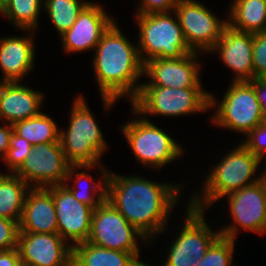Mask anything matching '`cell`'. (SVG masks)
Returning <instances> with one entry per match:
<instances>
[{
	"mask_svg": "<svg viewBox=\"0 0 266 266\" xmlns=\"http://www.w3.org/2000/svg\"><path fill=\"white\" fill-rule=\"evenodd\" d=\"M136 14H152L174 11L177 0H140Z\"/></svg>",
	"mask_w": 266,
	"mask_h": 266,
	"instance_id": "obj_34",
	"label": "cell"
},
{
	"mask_svg": "<svg viewBox=\"0 0 266 266\" xmlns=\"http://www.w3.org/2000/svg\"><path fill=\"white\" fill-rule=\"evenodd\" d=\"M19 230L24 233H57L56 208L48 188L31 187L28 190Z\"/></svg>",
	"mask_w": 266,
	"mask_h": 266,
	"instance_id": "obj_21",
	"label": "cell"
},
{
	"mask_svg": "<svg viewBox=\"0 0 266 266\" xmlns=\"http://www.w3.org/2000/svg\"><path fill=\"white\" fill-rule=\"evenodd\" d=\"M70 166L59 140L34 145L14 174L30 187L47 188L64 184Z\"/></svg>",
	"mask_w": 266,
	"mask_h": 266,
	"instance_id": "obj_12",
	"label": "cell"
},
{
	"mask_svg": "<svg viewBox=\"0 0 266 266\" xmlns=\"http://www.w3.org/2000/svg\"><path fill=\"white\" fill-rule=\"evenodd\" d=\"M228 25L241 32H266V0H233Z\"/></svg>",
	"mask_w": 266,
	"mask_h": 266,
	"instance_id": "obj_24",
	"label": "cell"
},
{
	"mask_svg": "<svg viewBox=\"0 0 266 266\" xmlns=\"http://www.w3.org/2000/svg\"><path fill=\"white\" fill-rule=\"evenodd\" d=\"M43 5L44 0H9L0 15L8 18L18 29L36 31Z\"/></svg>",
	"mask_w": 266,
	"mask_h": 266,
	"instance_id": "obj_27",
	"label": "cell"
},
{
	"mask_svg": "<svg viewBox=\"0 0 266 266\" xmlns=\"http://www.w3.org/2000/svg\"><path fill=\"white\" fill-rule=\"evenodd\" d=\"M33 145L26 139L18 136L14 131L11 136L10 147L3 158L4 164L14 173L24 162V159L31 153Z\"/></svg>",
	"mask_w": 266,
	"mask_h": 266,
	"instance_id": "obj_30",
	"label": "cell"
},
{
	"mask_svg": "<svg viewBox=\"0 0 266 266\" xmlns=\"http://www.w3.org/2000/svg\"><path fill=\"white\" fill-rule=\"evenodd\" d=\"M83 96H76L70 109L67 130L60 129L59 140L71 165H98L108 149L103 133Z\"/></svg>",
	"mask_w": 266,
	"mask_h": 266,
	"instance_id": "obj_4",
	"label": "cell"
},
{
	"mask_svg": "<svg viewBox=\"0 0 266 266\" xmlns=\"http://www.w3.org/2000/svg\"><path fill=\"white\" fill-rule=\"evenodd\" d=\"M132 110L138 118L123 124L121 132L141 165L161 169L183 155L184 149L175 139Z\"/></svg>",
	"mask_w": 266,
	"mask_h": 266,
	"instance_id": "obj_7",
	"label": "cell"
},
{
	"mask_svg": "<svg viewBox=\"0 0 266 266\" xmlns=\"http://www.w3.org/2000/svg\"><path fill=\"white\" fill-rule=\"evenodd\" d=\"M235 241L220 235L196 266H235L232 265Z\"/></svg>",
	"mask_w": 266,
	"mask_h": 266,
	"instance_id": "obj_29",
	"label": "cell"
},
{
	"mask_svg": "<svg viewBox=\"0 0 266 266\" xmlns=\"http://www.w3.org/2000/svg\"><path fill=\"white\" fill-rule=\"evenodd\" d=\"M203 89L141 86L130 104L140 116L181 117L201 113L210 110V92Z\"/></svg>",
	"mask_w": 266,
	"mask_h": 266,
	"instance_id": "obj_6",
	"label": "cell"
},
{
	"mask_svg": "<svg viewBox=\"0 0 266 266\" xmlns=\"http://www.w3.org/2000/svg\"><path fill=\"white\" fill-rule=\"evenodd\" d=\"M262 78L266 81V73L262 76Z\"/></svg>",
	"mask_w": 266,
	"mask_h": 266,
	"instance_id": "obj_41",
	"label": "cell"
},
{
	"mask_svg": "<svg viewBox=\"0 0 266 266\" xmlns=\"http://www.w3.org/2000/svg\"><path fill=\"white\" fill-rule=\"evenodd\" d=\"M13 133V125L5 123L0 125V158L6 156L8 148L10 147L11 136Z\"/></svg>",
	"mask_w": 266,
	"mask_h": 266,
	"instance_id": "obj_36",
	"label": "cell"
},
{
	"mask_svg": "<svg viewBox=\"0 0 266 266\" xmlns=\"http://www.w3.org/2000/svg\"><path fill=\"white\" fill-rule=\"evenodd\" d=\"M31 187L14 173L0 174V217L20 222Z\"/></svg>",
	"mask_w": 266,
	"mask_h": 266,
	"instance_id": "obj_25",
	"label": "cell"
},
{
	"mask_svg": "<svg viewBox=\"0 0 266 266\" xmlns=\"http://www.w3.org/2000/svg\"><path fill=\"white\" fill-rule=\"evenodd\" d=\"M17 250L23 266H64L73 256L58 233H24L19 231Z\"/></svg>",
	"mask_w": 266,
	"mask_h": 266,
	"instance_id": "obj_16",
	"label": "cell"
},
{
	"mask_svg": "<svg viewBox=\"0 0 266 266\" xmlns=\"http://www.w3.org/2000/svg\"><path fill=\"white\" fill-rule=\"evenodd\" d=\"M255 88L258 102L262 107V121L266 123V81L261 78H255L249 81Z\"/></svg>",
	"mask_w": 266,
	"mask_h": 266,
	"instance_id": "obj_35",
	"label": "cell"
},
{
	"mask_svg": "<svg viewBox=\"0 0 266 266\" xmlns=\"http://www.w3.org/2000/svg\"><path fill=\"white\" fill-rule=\"evenodd\" d=\"M93 69L104 108L107 110L123 96L130 102L138 95L143 75L138 46L131 43L114 21L95 48Z\"/></svg>",
	"mask_w": 266,
	"mask_h": 266,
	"instance_id": "obj_2",
	"label": "cell"
},
{
	"mask_svg": "<svg viewBox=\"0 0 266 266\" xmlns=\"http://www.w3.org/2000/svg\"><path fill=\"white\" fill-rule=\"evenodd\" d=\"M0 266H23L17 248L0 252Z\"/></svg>",
	"mask_w": 266,
	"mask_h": 266,
	"instance_id": "obj_37",
	"label": "cell"
},
{
	"mask_svg": "<svg viewBox=\"0 0 266 266\" xmlns=\"http://www.w3.org/2000/svg\"><path fill=\"white\" fill-rule=\"evenodd\" d=\"M13 131L28 140L33 146L40 143L58 142L60 129L52 117L45 113L17 121Z\"/></svg>",
	"mask_w": 266,
	"mask_h": 266,
	"instance_id": "obj_26",
	"label": "cell"
},
{
	"mask_svg": "<svg viewBox=\"0 0 266 266\" xmlns=\"http://www.w3.org/2000/svg\"><path fill=\"white\" fill-rule=\"evenodd\" d=\"M9 0H0V11L3 9V7L8 3Z\"/></svg>",
	"mask_w": 266,
	"mask_h": 266,
	"instance_id": "obj_40",
	"label": "cell"
},
{
	"mask_svg": "<svg viewBox=\"0 0 266 266\" xmlns=\"http://www.w3.org/2000/svg\"><path fill=\"white\" fill-rule=\"evenodd\" d=\"M47 188L52 192L56 208L57 233L66 242H72V246L86 242L94 209L75 199L64 184Z\"/></svg>",
	"mask_w": 266,
	"mask_h": 266,
	"instance_id": "obj_14",
	"label": "cell"
},
{
	"mask_svg": "<svg viewBox=\"0 0 266 266\" xmlns=\"http://www.w3.org/2000/svg\"><path fill=\"white\" fill-rule=\"evenodd\" d=\"M96 166L100 168V171H101L100 174H102L101 178L103 180L101 182L100 180L97 182H94L93 180L94 178L91 177L89 174H87L85 170L79 173L77 172L78 169L91 170L93 167H96ZM108 174H109V171L106 170V168L100 164L98 165H71L69 167L68 174L66 177V181L64 182V185L72 192L75 199L95 209L97 206H99L102 202L106 200ZM72 179L74 180V182H76V184H79V185H76L74 187L73 185L70 186L69 180H72ZM83 180L85 182H88V184L86 183V185H88L87 187L86 185L85 187L81 185V182L83 183ZM84 189L86 191H84Z\"/></svg>",
	"mask_w": 266,
	"mask_h": 266,
	"instance_id": "obj_22",
	"label": "cell"
},
{
	"mask_svg": "<svg viewBox=\"0 0 266 266\" xmlns=\"http://www.w3.org/2000/svg\"><path fill=\"white\" fill-rule=\"evenodd\" d=\"M199 52H191L178 59L153 58L144 63L143 75L150 81L141 86H160L170 88H202Z\"/></svg>",
	"mask_w": 266,
	"mask_h": 266,
	"instance_id": "obj_15",
	"label": "cell"
},
{
	"mask_svg": "<svg viewBox=\"0 0 266 266\" xmlns=\"http://www.w3.org/2000/svg\"><path fill=\"white\" fill-rule=\"evenodd\" d=\"M225 197L229 199L233 220L231 225L220 228L222 236L235 240L239 227L258 235L266 234V197L260 180Z\"/></svg>",
	"mask_w": 266,
	"mask_h": 266,
	"instance_id": "obj_13",
	"label": "cell"
},
{
	"mask_svg": "<svg viewBox=\"0 0 266 266\" xmlns=\"http://www.w3.org/2000/svg\"><path fill=\"white\" fill-rule=\"evenodd\" d=\"M171 12L134 14L140 33L138 52L143 64L153 58L178 59L193 52L184 39L175 11V17Z\"/></svg>",
	"mask_w": 266,
	"mask_h": 266,
	"instance_id": "obj_5",
	"label": "cell"
},
{
	"mask_svg": "<svg viewBox=\"0 0 266 266\" xmlns=\"http://www.w3.org/2000/svg\"><path fill=\"white\" fill-rule=\"evenodd\" d=\"M253 33L241 32L227 25L221 38L209 51L218 53L222 62L228 66L236 76L232 81H252L254 79L252 61Z\"/></svg>",
	"mask_w": 266,
	"mask_h": 266,
	"instance_id": "obj_18",
	"label": "cell"
},
{
	"mask_svg": "<svg viewBox=\"0 0 266 266\" xmlns=\"http://www.w3.org/2000/svg\"><path fill=\"white\" fill-rule=\"evenodd\" d=\"M174 11L184 39L194 52L209 53L222 36L228 20H221L197 0H177Z\"/></svg>",
	"mask_w": 266,
	"mask_h": 266,
	"instance_id": "obj_11",
	"label": "cell"
},
{
	"mask_svg": "<svg viewBox=\"0 0 266 266\" xmlns=\"http://www.w3.org/2000/svg\"><path fill=\"white\" fill-rule=\"evenodd\" d=\"M187 206L183 227L179 235L173 239L167 252V259L162 266H196L212 243L221 235L220 230L214 231L208 226L204 210L196 209L189 204Z\"/></svg>",
	"mask_w": 266,
	"mask_h": 266,
	"instance_id": "obj_9",
	"label": "cell"
},
{
	"mask_svg": "<svg viewBox=\"0 0 266 266\" xmlns=\"http://www.w3.org/2000/svg\"><path fill=\"white\" fill-rule=\"evenodd\" d=\"M89 3L86 0H44L43 10L48 12L55 29L62 35L71 28Z\"/></svg>",
	"mask_w": 266,
	"mask_h": 266,
	"instance_id": "obj_28",
	"label": "cell"
},
{
	"mask_svg": "<svg viewBox=\"0 0 266 266\" xmlns=\"http://www.w3.org/2000/svg\"><path fill=\"white\" fill-rule=\"evenodd\" d=\"M44 94L20 82H1L0 120L8 124L39 115Z\"/></svg>",
	"mask_w": 266,
	"mask_h": 266,
	"instance_id": "obj_20",
	"label": "cell"
},
{
	"mask_svg": "<svg viewBox=\"0 0 266 266\" xmlns=\"http://www.w3.org/2000/svg\"><path fill=\"white\" fill-rule=\"evenodd\" d=\"M138 238L144 244H150L107 199L94 209L86 242L107 249L140 253Z\"/></svg>",
	"mask_w": 266,
	"mask_h": 266,
	"instance_id": "obj_10",
	"label": "cell"
},
{
	"mask_svg": "<svg viewBox=\"0 0 266 266\" xmlns=\"http://www.w3.org/2000/svg\"><path fill=\"white\" fill-rule=\"evenodd\" d=\"M264 171V172H263ZM262 174L260 173V181L263 185V189H264V193H265V197H266V170H263Z\"/></svg>",
	"mask_w": 266,
	"mask_h": 266,
	"instance_id": "obj_38",
	"label": "cell"
},
{
	"mask_svg": "<svg viewBox=\"0 0 266 266\" xmlns=\"http://www.w3.org/2000/svg\"><path fill=\"white\" fill-rule=\"evenodd\" d=\"M252 61L254 79L266 73V32L253 33Z\"/></svg>",
	"mask_w": 266,
	"mask_h": 266,
	"instance_id": "obj_31",
	"label": "cell"
},
{
	"mask_svg": "<svg viewBox=\"0 0 266 266\" xmlns=\"http://www.w3.org/2000/svg\"><path fill=\"white\" fill-rule=\"evenodd\" d=\"M19 222L0 217V252L17 248Z\"/></svg>",
	"mask_w": 266,
	"mask_h": 266,
	"instance_id": "obj_33",
	"label": "cell"
},
{
	"mask_svg": "<svg viewBox=\"0 0 266 266\" xmlns=\"http://www.w3.org/2000/svg\"><path fill=\"white\" fill-rule=\"evenodd\" d=\"M139 256V253L107 249L89 242L73 246V257L81 266H148Z\"/></svg>",
	"mask_w": 266,
	"mask_h": 266,
	"instance_id": "obj_23",
	"label": "cell"
},
{
	"mask_svg": "<svg viewBox=\"0 0 266 266\" xmlns=\"http://www.w3.org/2000/svg\"><path fill=\"white\" fill-rule=\"evenodd\" d=\"M182 185L109 171L106 199L152 243V239L166 231L168 218L184 188Z\"/></svg>",
	"mask_w": 266,
	"mask_h": 266,
	"instance_id": "obj_1",
	"label": "cell"
},
{
	"mask_svg": "<svg viewBox=\"0 0 266 266\" xmlns=\"http://www.w3.org/2000/svg\"><path fill=\"white\" fill-rule=\"evenodd\" d=\"M25 32H28L27 36L0 38V69L3 72L1 82H22L34 68V30Z\"/></svg>",
	"mask_w": 266,
	"mask_h": 266,
	"instance_id": "obj_19",
	"label": "cell"
},
{
	"mask_svg": "<svg viewBox=\"0 0 266 266\" xmlns=\"http://www.w3.org/2000/svg\"><path fill=\"white\" fill-rule=\"evenodd\" d=\"M64 266H81L78 261L72 256Z\"/></svg>",
	"mask_w": 266,
	"mask_h": 266,
	"instance_id": "obj_39",
	"label": "cell"
},
{
	"mask_svg": "<svg viewBox=\"0 0 266 266\" xmlns=\"http://www.w3.org/2000/svg\"><path fill=\"white\" fill-rule=\"evenodd\" d=\"M230 150L208 173L201 195L196 191L188 204L196 209L207 210L210 205L246 186L257 183L261 176L255 172L261 160L254 156L242 143ZM254 176V177H253ZM203 194V195H202ZM203 196V197H202Z\"/></svg>",
	"mask_w": 266,
	"mask_h": 266,
	"instance_id": "obj_3",
	"label": "cell"
},
{
	"mask_svg": "<svg viewBox=\"0 0 266 266\" xmlns=\"http://www.w3.org/2000/svg\"><path fill=\"white\" fill-rule=\"evenodd\" d=\"M210 94V110L214 108L212 123L245 136L262 123V107L254 86L249 81H232L222 100Z\"/></svg>",
	"mask_w": 266,
	"mask_h": 266,
	"instance_id": "obj_8",
	"label": "cell"
},
{
	"mask_svg": "<svg viewBox=\"0 0 266 266\" xmlns=\"http://www.w3.org/2000/svg\"><path fill=\"white\" fill-rule=\"evenodd\" d=\"M254 156L261 161L266 157V123L262 122L252 129L246 140L241 142Z\"/></svg>",
	"mask_w": 266,
	"mask_h": 266,
	"instance_id": "obj_32",
	"label": "cell"
},
{
	"mask_svg": "<svg viewBox=\"0 0 266 266\" xmlns=\"http://www.w3.org/2000/svg\"><path fill=\"white\" fill-rule=\"evenodd\" d=\"M100 3H89L71 28L60 35L62 48L67 53L95 50L103 33L115 21Z\"/></svg>",
	"mask_w": 266,
	"mask_h": 266,
	"instance_id": "obj_17",
	"label": "cell"
}]
</instances>
